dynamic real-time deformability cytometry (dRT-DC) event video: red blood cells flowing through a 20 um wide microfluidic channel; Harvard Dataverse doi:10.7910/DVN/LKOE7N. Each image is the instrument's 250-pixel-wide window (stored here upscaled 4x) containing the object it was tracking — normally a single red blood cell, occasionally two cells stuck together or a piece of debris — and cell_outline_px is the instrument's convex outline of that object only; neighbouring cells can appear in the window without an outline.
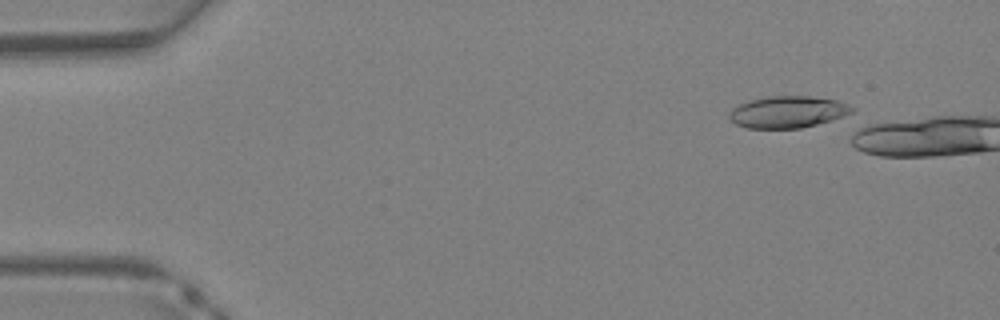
{"species": "Egyptian fruit bat (a non-hibernating species)", "species_latin": "Rousettus aegyptiacus", "temperature_condition": "warm", "stored_images_in_passage": 6, "camera_frame_rate_fps": 3000, "um_per_image_px": 0.085, "animal": {"sex": "female"}, "frame": {"image": 1, "passage_image": 3, "time_ms": 0.667, "image_size_px": [1000, 320], "cell_outline_px": [[856, 108], [852, 112], [844, 116], [816, 124], [800, 128], [748, 128], [736, 124], [728, 116], [732, 108], [748, 100], [768, 96], [808, 96], [836, 100], [848, 104]], "centroid_in_image_um": [66.96, 9.51], "position_along_channel_um": 18.0, "area_um2": 22.6}}